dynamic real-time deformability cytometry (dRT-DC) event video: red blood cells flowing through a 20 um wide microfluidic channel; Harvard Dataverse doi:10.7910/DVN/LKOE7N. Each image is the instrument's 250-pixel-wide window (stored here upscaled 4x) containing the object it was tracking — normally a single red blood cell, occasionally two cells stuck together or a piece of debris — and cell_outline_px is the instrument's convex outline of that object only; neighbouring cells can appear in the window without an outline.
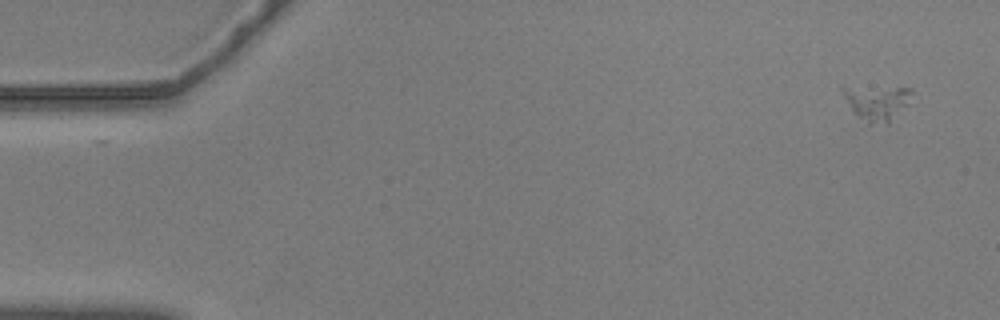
{"species": "common noctule bat (a hibernating species)", "species_latin": "Nyctalus noctula", "temperature_condition": "warm", "stored_images_in_passage": 56, "camera_frame_rate_fps": 3000, "um_per_image_px": 0.085, "animal": {"sex": "male", "body_mass_g": 20.5, "forearm_length_mm": 52.5}, "frame": {"image": 1, "passage_image": 1, "time_ms": 0.0, "image_size_px": [1000, 320], "cell_outline_px": [[912, 92], [904, 104], [888, 124], [868, 124], [852, 108], [840, 88], [840, 84], [912, 88]], "centroid_in_image_um": [74.46, 8.63], "position_along_channel_um": 10.5, "area_um2": 13.93}}
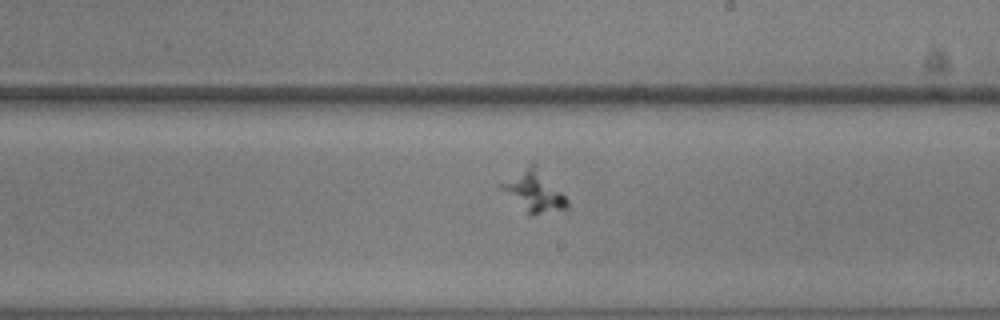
{"frame": {"image": 2, "passage_image": 32, "time_ms": 10.333, "image_size_px": [1000, 320], "cell_outline_px": [[568, 208], [532, 216], [528, 216], [496, 184], [532, 160], [536, 160], [568, 200]], "centroid_in_image_um": [45.36, 16.18], "position_along_channel_um": 243.6, "area_um2": 16.65}}
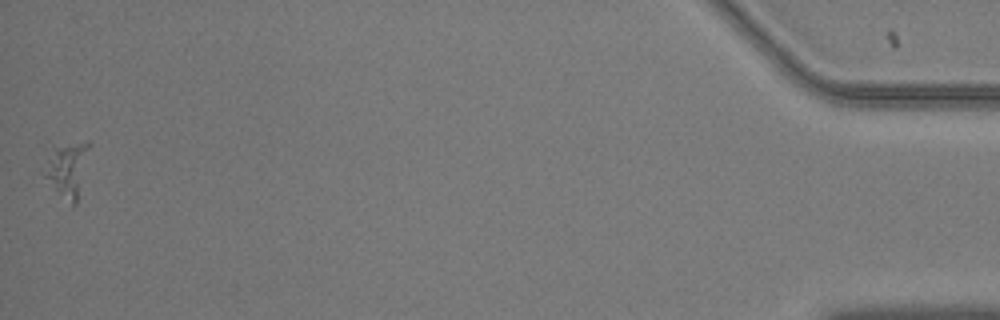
{"frame": {"image": 3, "passage_image": 56, "time_ms": 18.333, "image_size_px": [1000, 320], "cell_outline_px": [[92, 144], [76, 204], [72, 204], [44, 176], [52, 144], [88, 140]], "centroid_in_image_um": [5.79, 14.23], "position_along_channel_um": 429.4, "area_um2": 14.16}}